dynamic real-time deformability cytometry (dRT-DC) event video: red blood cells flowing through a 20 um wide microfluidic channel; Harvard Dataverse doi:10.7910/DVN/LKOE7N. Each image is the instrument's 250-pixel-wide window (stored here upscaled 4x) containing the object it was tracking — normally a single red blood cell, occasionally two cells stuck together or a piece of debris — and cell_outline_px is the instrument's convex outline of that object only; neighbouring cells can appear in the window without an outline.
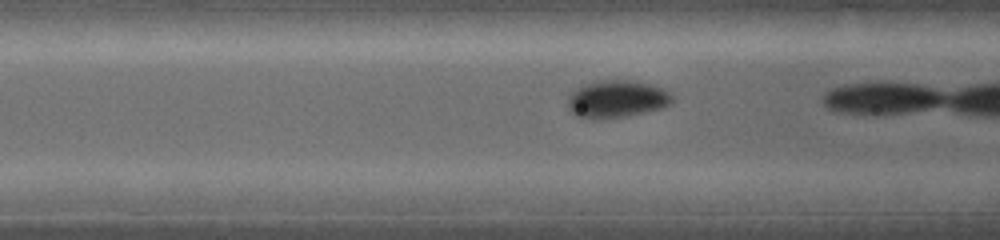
{"species": "common noctule bat (a hibernating species)", "species_latin": "Nyctalus noctula", "temperature_condition": "warm", "stored_images_in_passage": 27, "camera_frame_rate_fps": 5000, "um_per_image_px": 0.085, "animal": {"sex": "female", "body_mass_g": 19.0, "forearm_length_mm": 53.3}, "frame": {"image": 1, "passage_image": 5, "time_ms": 1.0, "image_size_px": [1000, 240], "cell_outline_px": [[672, 104], [664, 108], [628, 116], [600, 120], [592, 120], [576, 116], [568, 108], [568, 96], [576, 88], [584, 84], [596, 80], [632, 80], [652, 84], [664, 88], [672, 96]], "centroid_in_image_um": [52.43, 8.43], "position_along_channel_um": 114.2, "area_um2": 23.35}}